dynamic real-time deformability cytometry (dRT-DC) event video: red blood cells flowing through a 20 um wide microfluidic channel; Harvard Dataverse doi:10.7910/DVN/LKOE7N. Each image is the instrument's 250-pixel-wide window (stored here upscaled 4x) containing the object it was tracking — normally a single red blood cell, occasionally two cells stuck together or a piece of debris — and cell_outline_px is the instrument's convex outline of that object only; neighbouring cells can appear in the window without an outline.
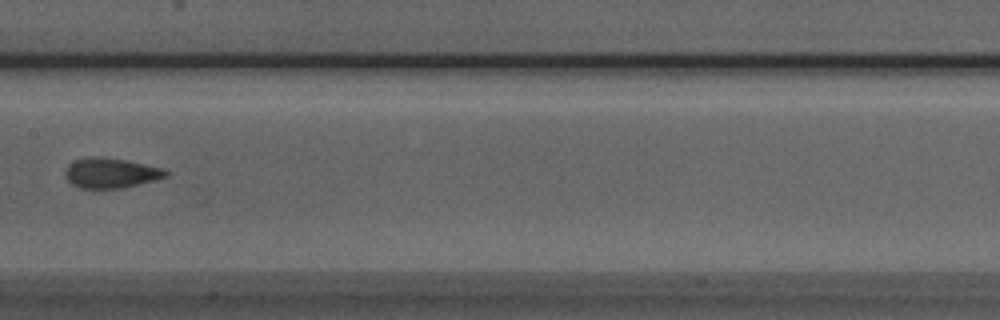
{"species": "Egyptian fruit bat (a non-hibernating species)", "species_latin": "Rousettus aegyptiacus", "temperature_condition": "room temperature", "stored_images_in_passage": 7, "camera_frame_rate_fps": 3000, "um_per_image_px": 0.085, "animal": {"sex": "male"}, "frame": {"image": 1, "passage_image": 7, "time_ms": 2.0, "image_size_px": [1000, 320], "cell_outline_px": [[168, 176], [124, 188], [80, 188], [72, 184], [64, 176], [64, 172], [68, 164], [76, 160], [88, 156], [104, 156], [164, 168], [168, 172]], "centroid_in_image_um": [9.39, 14.69], "position_along_channel_um": 198.0, "area_um2": 17.69}}